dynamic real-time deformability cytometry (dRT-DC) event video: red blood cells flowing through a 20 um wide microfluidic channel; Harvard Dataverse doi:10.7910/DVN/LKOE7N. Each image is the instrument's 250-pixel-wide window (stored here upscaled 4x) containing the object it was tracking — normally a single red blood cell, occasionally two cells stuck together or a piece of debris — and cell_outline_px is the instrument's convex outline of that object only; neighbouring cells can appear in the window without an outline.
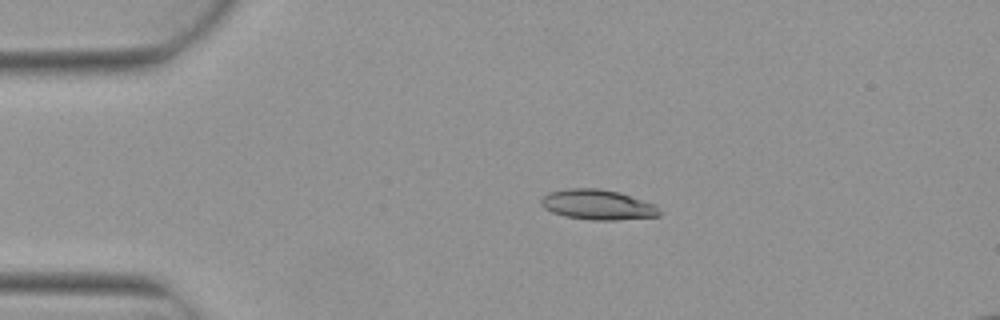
{"species": "Egyptian fruit bat (a non-hibernating species)", "species_latin": "Rousettus aegyptiacus", "temperature_condition": "warm", "stored_images_in_passage": 4, "camera_frame_rate_fps": 3000, "um_per_image_px": 0.085, "animal": {"sex": "female"}, "frame": {"image": 1, "passage_image": 3, "time_ms": 0.667, "image_size_px": [1000, 320], "cell_outline_px": [[660, 216], [616, 220], [592, 220], [564, 216], [552, 212], [544, 208], [540, 204], [540, 200], [548, 192], [568, 188], [596, 188], [620, 192], [656, 204], [660, 212]], "centroid_in_image_um": [50.8, 17.39], "position_along_channel_um": 34.2, "area_um2": 20.92}}